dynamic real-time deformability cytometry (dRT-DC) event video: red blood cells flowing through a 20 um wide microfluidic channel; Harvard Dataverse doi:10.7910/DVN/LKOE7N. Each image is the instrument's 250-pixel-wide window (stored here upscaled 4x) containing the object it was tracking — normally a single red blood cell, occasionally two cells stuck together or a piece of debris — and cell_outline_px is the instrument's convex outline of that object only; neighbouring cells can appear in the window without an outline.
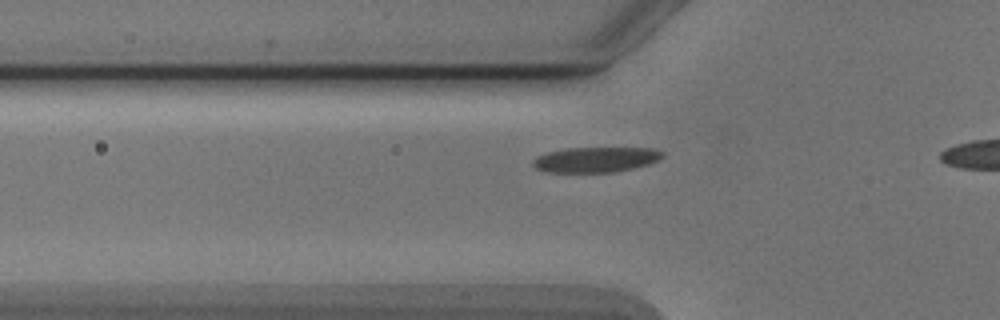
{"species": "Egyptian fruit bat (a non-hibernating species)", "species_latin": "Rousettus aegyptiacus", "temperature_condition": "cold", "stored_images_in_passage": 29, "camera_frame_rate_fps": 3000, "um_per_image_px": 0.085, "animal": {"sex": "male"}, "frame": {"image": 1, "passage_image": 3, "time_ms": 0.667, "image_size_px": [1000, 320], "cell_outline_px": [[664, 156], [648, 164], [632, 168], [612, 172], [544, 172], [536, 168], [532, 164], [532, 160], [536, 156], [548, 152], [564, 148], [656, 148], [664, 152]], "centroid_in_image_um": [50.61, 13.56], "position_along_channel_um": 75.2, "area_um2": 19.07}}
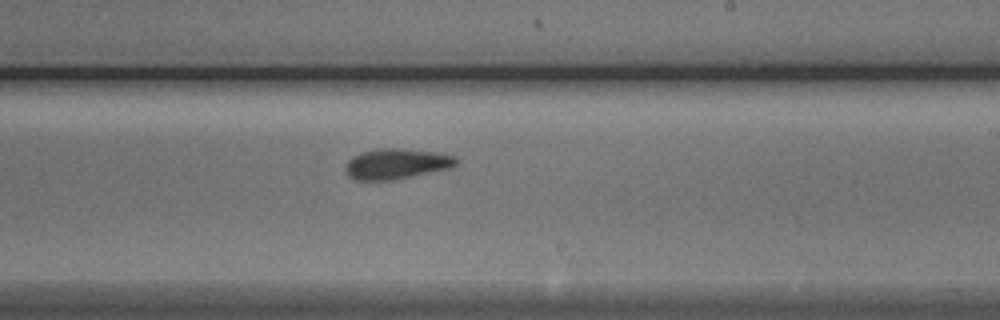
{"frame": {"image": 2, "passage_image": 17, "time_ms": 5.333, "image_size_px": [1000, 320], "cell_outline_px": [[460, 160], [452, 168], [392, 180], [356, 180], [348, 176], [344, 168], [348, 160], [352, 156], [360, 152], [376, 148], [404, 148], [436, 152], [456, 156]], "centroid_in_image_um": [33.7, 13.91], "position_along_channel_um": 255.3, "area_um2": 20.0}}
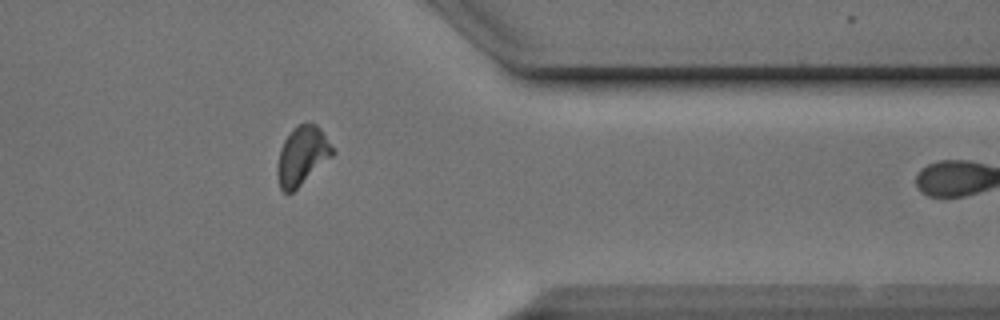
{"frame": {"image": 3, "passage_image": 28, "time_ms": 9.0, "image_size_px": [1000, 320], "cell_outline_px": [[336, 152], [332, 156], [292, 192], [284, 192], [280, 188], [276, 176], [276, 168], [280, 148], [284, 140], [292, 128], [308, 120], [316, 124], [320, 128]], "centroid_in_image_um": [25.66, 13.2], "position_along_channel_um": 385.7, "area_um2": 18.9}}